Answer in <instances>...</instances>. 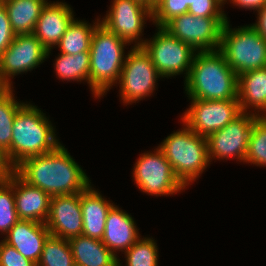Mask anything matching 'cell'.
<instances>
[{"mask_svg": "<svg viewBox=\"0 0 266 266\" xmlns=\"http://www.w3.org/2000/svg\"><path fill=\"white\" fill-rule=\"evenodd\" d=\"M15 172L51 197L81 193L91 185L88 175L61 143L51 152L26 158Z\"/></svg>", "mask_w": 266, "mask_h": 266, "instance_id": "cell-1", "label": "cell"}, {"mask_svg": "<svg viewBox=\"0 0 266 266\" xmlns=\"http://www.w3.org/2000/svg\"><path fill=\"white\" fill-rule=\"evenodd\" d=\"M184 86L188 99H238V75L219 49L196 52Z\"/></svg>", "mask_w": 266, "mask_h": 266, "instance_id": "cell-2", "label": "cell"}, {"mask_svg": "<svg viewBox=\"0 0 266 266\" xmlns=\"http://www.w3.org/2000/svg\"><path fill=\"white\" fill-rule=\"evenodd\" d=\"M37 107L26 102L15 115L11 147L7 151L14 167L26 158L51 152L61 143L55 134L56 128Z\"/></svg>", "mask_w": 266, "mask_h": 266, "instance_id": "cell-3", "label": "cell"}, {"mask_svg": "<svg viewBox=\"0 0 266 266\" xmlns=\"http://www.w3.org/2000/svg\"><path fill=\"white\" fill-rule=\"evenodd\" d=\"M128 43L99 23L90 44V90L101 99L119 80ZM116 83V84H115Z\"/></svg>", "mask_w": 266, "mask_h": 266, "instance_id": "cell-4", "label": "cell"}, {"mask_svg": "<svg viewBox=\"0 0 266 266\" xmlns=\"http://www.w3.org/2000/svg\"><path fill=\"white\" fill-rule=\"evenodd\" d=\"M182 124L181 130L171 133L157 147L187 189L210 166V162L206 137L196 134L185 122Z\"/></svg>", "mask_w": 266, "mask_h": 266, "instance_id": "cell-5", "label": "cell"}, {"mask_svg": "<svg viewBox=\"0 0 266 266\" xmlns=\"http://www.w3.org/2000/svg\"><path fill=\"white\" fill-rule=\"evenodd\" d=\"M230 26V21L224 24L219 46L228 65L237 75L265 68L266 40L250 25Z\"/></svg>", "mask_w": 266, "mask_h": 266, "instance_id": "cell-6", "label": "cell"}, {"mask_svg": "<svg viewBox=\"0 0 266 266\" xmlns=\"http://www.w3.org/2000/svg\"><path fill=\"white\" fill-rule=\"evenodd\" d=\"M124 65L117 84L122 103L132 105L150 97L162 76L143 47H133L126 53Z\"/></svg>", "mask_w": 266, "mask_h": 266, "instance_id": "cell-7", "label": "cell"}, {"mask_svg": "<svg viewBox=\"0 0 266 266\" xmlns=\"http://www.w3.org/2000/svg\"><path fill=\"white\" fill-rule=\"evenodd\" d=\"M157 32L145 39L143 48L148 53L162 78L185 74L187 78L196 51L178 38L172 36L163 27H156Z\"/></svg>", "mask_w": 266, "mask_h": 266, "instance_id": "cell-8", "label": "cell"}, {"mask_svg": "<svg viewBox=\"0 0 266 266\" xmlns=\"http://www.w3.org/2000/svg\"><path fill=\"white\" fill-rule=\"evenodd\" d=\"M132 174L140 191L151 196L174 195L186 188L175 176L172 166L158 147L153 152L140 154Z\"/></svg>", "mask_w": 266, "mask_h": 266, "instance_id": "cell-9", "label": "cell"}, {"mask_svg": "<svg viewBox=\"0 0 266 266\" xmlns=\"http://www.w3.org/2000/svg\"><path fill=\"white\" fill-rule=\"evenodd\" d=\"M100 23L133 47H142L145 24L152 21V9L138 0H113Z\"/></svg>", "mask_w": 266, "mask_h": 266, "instance_id": "cell-10", "label": "cell"}, {"mask_svg": "<svg viewBox=\"0 0 266 266\" xmlns=\"http://www.w3.org/2000/svg\"><path fill=\"white\" fill-rule=\"evenodd\" d=\"M226 17H199L187 12L174 17L163 28L197 51L219 49Z\"/></svg>", "mask_w": 266, "mask_h": 266, "instance_id": "cell-11", "label": "cell"}, {"mask_svg": "<svg viewBox=\"0 0 266 266\" xmlns=\"http://www.w3.org/2000/svg\"><path fill=\"white\" fill-rule=\"evenodd\" d=\"M258 115L242 112L222 129L207 137L208 159L245 161L251 130Z\"/></svg>", "mask_w": 266, "mask_h": 266, "instance_id": "cell-12", "label": "cell"}, {"mask_svg": "<svg viewBox=\"0 0 266 266\" xmlns=\"http://www.w3.org/2000/svg\"><path fill=\"white\" fill-rule=\"evenodd\" d=\"M189 100L191 105L180 119L196 134L204 137L222 129L242 113L238 99Z\"/></svg>", "mask_w": 266, "mask_h": 266, "instance_id": "cell-13", "label": "cell"}, {"mask_svg": "<svg viewBox=\"0 0 266 266\" xmlns=\"http://www.w3.org/2000/svg\"><path fill=\"white\" fill-rule=\"evenodd\" d=\"M47 51L33 33L15 35L10 46L0 55V71L13 86L11 79L39 67L46 61Z\"/></svg>", "mask_w": 266, "mask_h": 266, "instance_id": "cell-14", "label": "cell"}, {"mask_svg": "<svg viewBox=\"0 0 266 266\" xmlns=\"http://www.w3.org/2000/svg\"><path fill=\"white\" fill-rule=\"evenodd\" d=\"M51 236L70 239L82 235L83 215L80 193L53 196L45 222Z\"/></svg>", "mask_w": 266, "mask_h": 266, "instance_id": "cell-15", "label": "cell"}, {"mask_svg": "<svg viewBox=\"0 0 266 266\" xmlns=\"http://www.w3.org/2000/svg\"><path fill=\"white\" fill-rule=\"evenodd\" d=\"M73 9L66 2H48L39 16L33 34L48 50L56 48L71 22L75 19Z\"/></svg>", "mask_w": 266, "mask_h": 266, "instance_id": "cell-16", "label": "cell"}, {"mask_svg": "<svg viewBox=\"0 0 266 266\" xmlns=\"http://www.w3.org/2000/svg\"><path fill=\"white\" fill-rule=\"evenodd\" d=\"M13 192L19 220L46 222L51 199L48 193L28 184L16 172L13 173Z\"/></svg>", "mask_w": 266, "mask_h": 266, "instance_id": "cell-17", "label": "cell"}, {"mask_svg": "<svg viewBox=\"0 0 266 266\" xmlns=\"http://www.w3.org/2000/svg\"><path fill=\"white\" fill-rule=\"evenodd\" d=\"M50 235L45 223L19 220L3 240L37 265L41 258L43 245Z\"/></svg>", "mask_w": 266, "mask_h": 266, "instance_id": "cell-18", "label": "cell"}, {"mask_svg": "<svg viewBox=\"0 0 266 266\" xmlns=\"http://www.w3.org/2000/svg\"><path fill=\"white\" fill-rule=\"evenodd\" d=\"M136 225L130 214L114 204L107 214L101 241L119 258L118 253L127 251L141 237Z\"/></svg>", "mask_w": 266, "mask_h": 266, "instance_id": "cell-19", "label": "cell"}, {"mask_svg": "<svg viewBox=\"0 0 266 266\" xmlns=\"http://www.w3.org/2000/svg\"><path fill=\"white\" fill-rule=\"evenodd\" d=\"M80 204L83 215L82 235L102 240L106 217L114 203L104 198L91 184L80 193Z\"/></svg>", "mask_w": 266, "mask_h": 266, "instance_id": "cell-20", "label": "cell"}, {"mask_svg": "<svg viewBox=\"0 0 266 266\" xmlns=\"http://www.w3.org/2000/svg\"><path fill=\"white\" fill-rule=\"evenodd\" d=\"M238 102L242 112L251 109L252 114L266 116V67L238 75Z\"/></svg>", "mask_w": 266, "mask_h": 266, "instance_id": "cell-21", "label": "cell"}, {"mask_svg": "<svg viewBox=\"0 0 266 266\" xmlns=\"http://www.w3.org/2000/svg\"><path fill=\"white\" fill-rule=\"evenodd\" d=\"M68 242L77 266H118V257L101 240L79 235Z\"/></svg>", "mask_w": 266, "mask_h": 266, "instance_id": "cell-22", "label": "cell"}, {"mask_svg": "<svg viewBox=\"0 0 266 266\" xmlns=\"http://www.w3.org/2000/svg\"><path fill=\"white\" fill-rule=\"evenodd\" d=\"M48 0H6V8L15 35L32 34L36 22Z\"/></svg>", "mask_w": 266, "mask_h": 266, "instance_id": "cell-23", "label": "cell"}, {"mask_svg": "<svg viewBox=\"0 0 266 266\" xmlns=\"http://www.w3.org/2000/svg\"><path fill=\"white\" fill-rule=\"evenodd\" d=\"M93 23L75 18L56 45L60 53L75 55L80 52H89L92 35L96 26L100 23V18L97 17V21L95 19Z\"/></svg>", "mask_w": 266, "mask_h": 266, "instance_id": "cell-24", "label": "cell"}, {"mask_svg": "<svg viewBox=\"0 0 266 266\" xmlns=\"http://www.w3.org/2000/svg\"><path fill=\"white\" fill-rule=\"evenodd\" d=\"M54 70L62 81H85L90 87V52L60 53L55 59Z\"/></svg>", "mask_w": 266, "mask_h": 266, "instance_id": "cell-25", "label": "cell"}, {"mask_svg": "<svg viewBox=\"0 0 266 266\" xmlns=\"http://www.w3.org/2000/svg\"><path fill=\"white\" fill-rule=\"evenodd\" d=\"M37 266H75L68 239L49 236Z\"/></svg>", "mask_w": 266, "mask_h": 266, "instance_id": "cell-26", "label": "cell"}, {"mask_svg": "<svg viewBox=\"0 0 266 266\" xmlns=\"http://www.w3.org/2000/svg\"><path fill=\"white\" fill-rule=\"evenodd\" d=\"M152 237H140L127 251L125 266H158V246ZM118 258V266H123Z\"/></svg>", "mask_w": 266, "mask_h": 266, "instance_id": "cell-27", "label": "cell"}, {"mask_svg": "<svg viewBox=\"0 0 266 266\" xmlns=\"http://www.w3.org/2000/svg\"><path fill=\"white\" fill-rule=\"evenodd\" d=\"M19 221L13 192V174L0 178V232L6 235ZM3 233V234H2Z\"/></svg>", "mask_w": 266, "mask_h": 266, "instance_id": "cell-28", "label": "cell"}, {"mask_svg": "<svg viewBox=\"0 0 266 266\" xmlns=\"http://www.w3.org/2000/svg\"><path fill=\"white\" fill-rule=\"evenodd\" d=\"M244 162L266 167V116H258L253 124Z\"/></svg>", "mask_w": 266, "mask_h": 266, "instance_id": "cell-29", "label": "cell"}, {"mask_svg": "<svg viewBox=\"0 0 266 266\" xmlns=\"http://www.w3.org/2000/svg\"><path fill=\"white\" fill-rule=\"evenodd\" d=\"M14 89L0 99V146L6 150L11 147L13 122L17 111L26 103L18 102L13 93Z\"/></svg>", "mask_w": 266, "mask_h": 266, "instance_id": "cell-30", "label": "cell"}, {"mask_svg": "<svg viewBox=\"0 0 266 266\" xmlns=\"http://www.w3.org/2000/svg\"><path fill=\"white\" fill-rule=\"evenodd\" d=\"M188 8L184 6V0H162L152 9V24L164 27L174 17L187 13Z\"/></svg>", "mask_w": 266, "mask_h": 266, "instance_id": "cell-31", "label": "cell"}, {"mask_svg": "<svg viewBox=\"0 0 266 266\" xmlns=\"http://www.w3.org/2000/svg\"><path fill=\"white\" fill-rule=\"evenodd\" d=\"M224 0H195L188 8V12L199 17H226L223 10Z\"/></svg>", "mask_w": 266, "mask_h": 266, "instance_id": "cell-32", "label": "cell"}, {"mask_svg": "<svg viewBox=\"0 0 266 266\" xmlns=\"http://www.w3.org/2000/svg\"><path fill=\"white\" fill-rule=\"evenodd\" d=\"M0 266H37L4 240L0 241Z\"/></svg>", "mask_w": 266, "mask_h": 266, "instance_id": "cell-33", "label": "cell"}, {"mask_svg": "<svg viewBox=\"0 0 266 266\" xmlns=\"http://www.w3.org/2000/svg\"><path fill=\"white\" fill-rule=\"evenodd\" d=\"M14 37L6 8L0 3V55L10 46Z\"/></svg>", "mask_w": 266, "mask_h": 266, "instance_id": "cell-34", "label": "cell"}, {"mask_svg": "<svg viewBox=\"0 0 266 266\" xmlns=\"http://www.w3.org/2000/svg\"><path fill=\"white\" fill-rule=\"evenodd\" d=\"M227 1L232 3L233 6L253 11H259L266 5V0H224V4H226Z\"/></svg>", "mask_w": 266, "mask_h": 266, "instance_id": "cell-35", "label": "cell"}, {"mask_svg": "<svg viewBox=\"0 0 266 266\" xmlns=\"http://www.w3.org/2000/svg\"><path fill=\"white\" fill-rule=\"evenodd\" d=\"M15 172L14 165L10 162L6 150L0 146V178H7Z\"/></svg>", "mask_w": 266, "mask_h": 266, "instance_id": "cell-36", "label": "cell"}, {"mask_svg": "<svg viewBox=\"0 0 266 266\" xmlns=\"http://www.w3.org/2000/svg\"><path fill=\"white\" fill-rule=\"evenodd\" d=\"M257 13V21L249 24L263 39L266 40V5Z\"/></svg>", "mask_w": 266, "mask_h": 266, "instance_id": "cell-37", "label": "cell"}, {"mask_svg": "<svg viewBox=\"0 0 266 266\" xmlns=\"http://www.w3.org/2000/svg\"><path fill=\"white\" fill-rule=\"evenodd\" d=\"M14 87L4 78L0 71V99L8 95Z\"/></svg>", "mask_w": 266, "mask_h": 266, "instance_id": "cell-38", "label": "cell"}, {"mask_svg": "<svg viewBox=\"0 0 266 266\" xmlns=\"http://www.w3.org/2000/svg\"><path fill=\"white\" fill-rule=\"evenodd\" d=\"M162 0H149V7L153 9Z\"/></svg>", "mask_w": 266, "mask_h": 266, "instance_id": "cell-39", "label": "cell"}, {"mask_svg": "<svg viewBox=\"0 0 266 266\" xmlns=\"http://www.w3.org/2000/svg\"><path fill=\"white\" fill-rule=\"evenodd\" d=\"M195 0H184V6H191Z\"/></svg>", "mask_w": 266, "mask_h": 266, "instance_id": "cell-40", "label": "cell"}, {"mask_svg": "<svg viewBox=\"0 0 266 266\" xmlns=\"http://www.w3.org/2000/svg\"><path fill=\"white\" fill-rule=\"evenodd\" d=\"M149 7V0H138Z\"/></svg>", "mask_w": 266, "mask_h": 266, "instance_id": "cell-41", "label": "cell"}]
</instances>
